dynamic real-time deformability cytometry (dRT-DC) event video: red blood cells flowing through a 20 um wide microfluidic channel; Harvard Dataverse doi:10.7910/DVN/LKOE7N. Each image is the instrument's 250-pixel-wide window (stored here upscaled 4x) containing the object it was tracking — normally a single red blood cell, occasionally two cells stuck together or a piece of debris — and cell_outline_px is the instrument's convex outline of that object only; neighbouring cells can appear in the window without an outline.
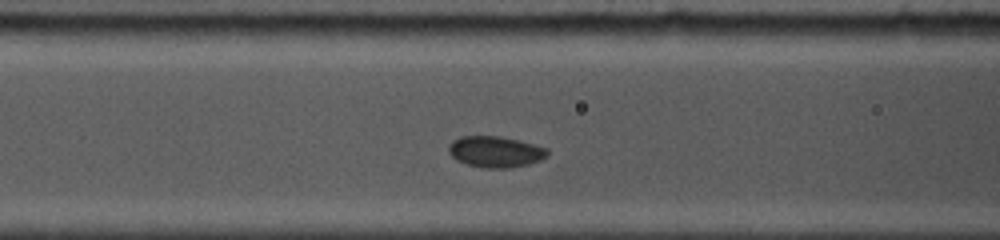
{"species": "common noctule bat (a hibernating species)", "species_latin": "Nyctalus noctula", "temperature_condition": "cold", "stored_images_in_passage": 10, "camera_frame_rate_fps": 5000, "um_per_image_px": 0.085, "animal": {"sex": "female", "body_mass_g": 19.0, "forearm_length_mm": 53.3}, "frame": {"image": 1, "passage_image": 7, "time_ms": 3.6, "image_size_px": [1000, 240], "cell_outline_px": [[548, 156], [540, 160], [528, 164], [508, 168], [484, 168], [468, 164], [456, 160], [448, 152], [448, 144], [452, 140], [460, 136], [500, 136], [520, 140], [548, 148]], "centroid_in_image_um": [42.1, 12.89], "position_along_channel_um": 124.5, "area_um2": 18.09}}
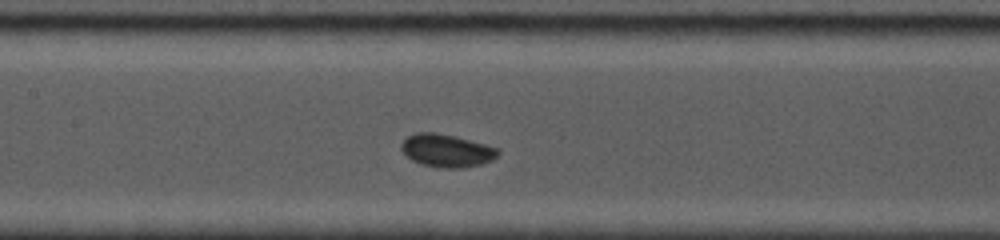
{"frame": {"image": 2, "passage_image": 9, "time_ms": 4.8, "image_size_px": [1000, 240], "cell_outline_px": [[500, 152], [492, 160], [484, 164], [460, 168], [440, 168], [420, 164], [404, 156], [400, 148], [400, 144], [408, 136], [416, 132], [436, 132], [484, 144], [496, 148]], "centroid_in_image_um": [37.91, 12.82], "position_along_channel_um": 169.5, "area_um2": 18.55}}